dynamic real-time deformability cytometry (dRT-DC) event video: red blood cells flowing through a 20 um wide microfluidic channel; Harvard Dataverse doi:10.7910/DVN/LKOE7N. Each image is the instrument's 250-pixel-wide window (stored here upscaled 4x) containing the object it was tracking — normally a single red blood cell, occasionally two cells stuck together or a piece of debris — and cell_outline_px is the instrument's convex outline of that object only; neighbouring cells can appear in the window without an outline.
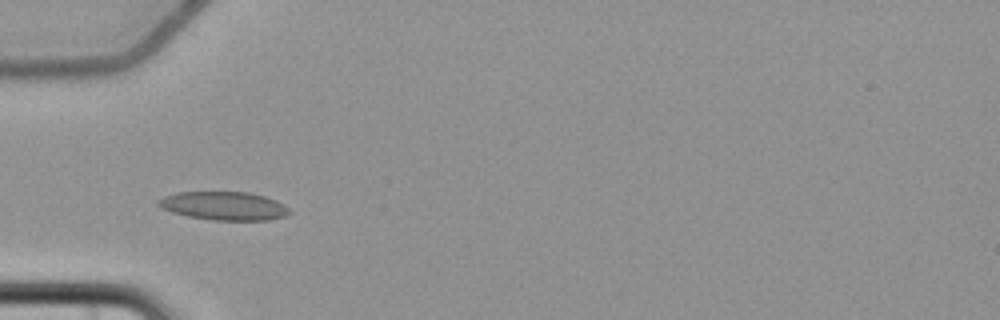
{"species": "common noctule bat (a hibernating species)", "species_latin": "Nyctalus noctula", "temperature_condition": "cold", "stored_images_in_passage": 5, "camera_frame_rate_fps": 3000, "um_per_image_px": 0.085, "animal": {"sex": "female", "body_mass_g": 22.7, "forearm_length_mm": 54.2}, "frame": {"image": 1, "passage_image": 5, "time_ms": 5.0, "image_size_px": [1000, 320], "cell_outline_px": [[292, 212], [284, 216], [268, 220], [212, 220], [188, 216], [172, 212], [160, 208], [156, 204], [156, 200], [164, 196], [176, 192], [248, 192], [264, 196], [276, 200], [284, 204]], "centroid_in_image_um": [19.0, 17.49], "position_along_channel_um": 66.0, "area_um2": 21.85}}